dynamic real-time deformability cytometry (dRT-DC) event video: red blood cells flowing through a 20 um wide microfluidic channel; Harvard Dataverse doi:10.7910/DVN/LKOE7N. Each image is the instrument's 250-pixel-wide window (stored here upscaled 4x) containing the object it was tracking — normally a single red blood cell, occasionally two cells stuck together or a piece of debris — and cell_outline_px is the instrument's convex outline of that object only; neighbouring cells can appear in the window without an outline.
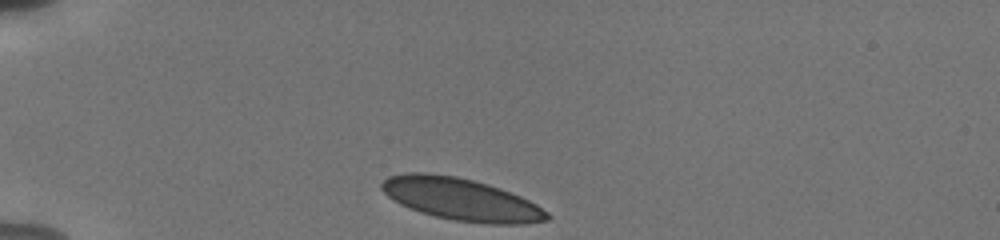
{"species": "human", "species_latin": "Homo sapiens", "temperature_condition": "cold", "stored_images_in_passage": 34, "camera_frame_rate_fps": 3000, "um_per_image_px": 0.085, "donor": {"sex": "male"}, "frame": {"image": 1, "passage_image": 1, "time_ms": 0.0, "image_size_px": [1000, 240], "cell_outline_px": [[552, 216], [548, 220], [524, 224], [488, 224], [452, 220], [420, 212], [400, 204], [388, 196], [380, 188], [380, 184], [388, 176], [408, 172], [424, 172], [456, 176], [488, 184], [500, 188], [520, 196], [536, 204], [548, 212]], "centroid_in_image_um": [39.2, 16.94], "position_along_channel_um": 45.8, "area_um2": 40.75}}
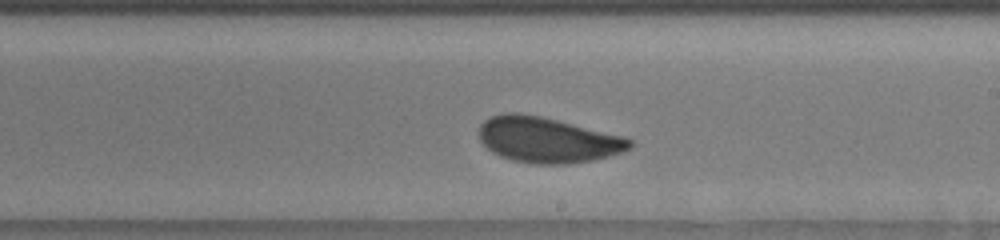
{"frame": {"image": 2, "passage_image": 20, "time_ms": 6.333, "image_size_px": [1000, 240], "cell_outline_px": [[632, 148], [608, 156], [592, 160], [568, 164], [532, 164], [512, 160], [500, 156], [492, 152], [480, 140], [480, 124], [484, 120], [492, 116], [504, 112], [520, 112], [540, 116], [624, 136], [632, 140]], "centroid_in_image_um": [46.52, 11.89], "position_along_channel_um": 242.5, "area_um2": 39.94}}
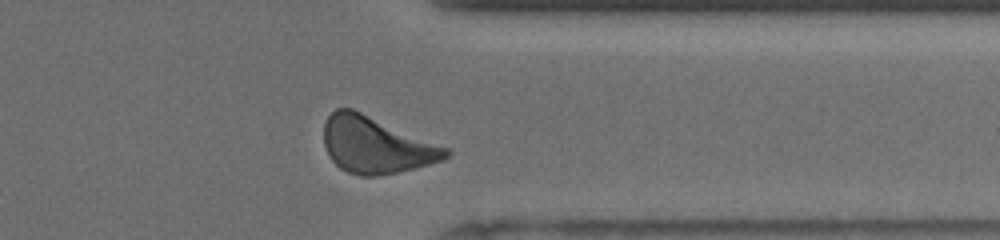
{"frame": {"image": 3, "passage_image": 31, "time_ms": 10.0, "image_size_px": [1000, 240], "cell_outline_px": [[452, 156], [416, 168], [396, 172], [372, 176], [360, 176], [348, 172], [340, 168], [328, 156], [324, 144], [324, 124], [328, 116], [336, 108], [352, 108], [448, 148], [452, 152]], "centroid_in_image_um": [31.94, 12.33], "position_along_channel_um": 379.5, "area_um2": 39.88}, "authors_computed_cell_mechanics": {"area_um2": 39.9687, "velocity_mm_per_s": 3.7555, "shape_relaxation_time_tau1_ms": 4.0607, "shape_relaxation_time_tau2_ms": null, "deformation_change_tau1": 0.1128, "deformation_change_tau2": null}}